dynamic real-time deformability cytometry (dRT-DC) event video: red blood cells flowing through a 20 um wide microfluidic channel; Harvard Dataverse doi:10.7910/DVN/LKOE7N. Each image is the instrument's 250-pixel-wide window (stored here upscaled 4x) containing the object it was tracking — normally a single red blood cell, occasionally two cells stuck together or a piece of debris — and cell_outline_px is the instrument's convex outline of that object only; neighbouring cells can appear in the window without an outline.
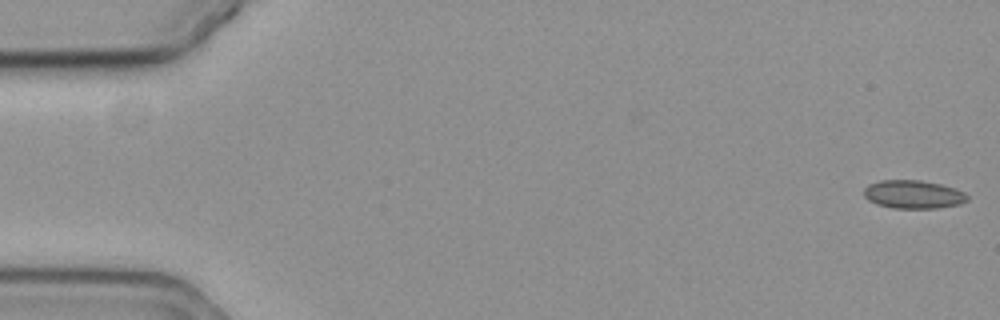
{"species": "common noctule bat (a hibernating species)", "species_latin": "Nyctalus noctula", "temperature_condition": "cold", "stored_images_in_passage": 13, "camera_frame_rate_fps": 3000, "um_per_image_px": 0.085, "animal": {"sex": "female", "body_mass_g": 19.3, "forearm_length_mm": 54.1}, "frame": {"image": 1, "passage_image": 1, "time_ms": 0.0, "image_size_px": [1000, 320], "cell_outline_px": [[968, 200], [960, 204], [936, 208], [892, 208], [876, 204], [868, 200], [864, 196], [864, 188], [868, 184], [880, 180], [920, 180], [940, 184], [956, 188], [964, 192], [968, 196]], "centroid_in_image_um": [77.62, 16.52], "position_along_channel_um": 7.4, "area_um2": 17.17}}